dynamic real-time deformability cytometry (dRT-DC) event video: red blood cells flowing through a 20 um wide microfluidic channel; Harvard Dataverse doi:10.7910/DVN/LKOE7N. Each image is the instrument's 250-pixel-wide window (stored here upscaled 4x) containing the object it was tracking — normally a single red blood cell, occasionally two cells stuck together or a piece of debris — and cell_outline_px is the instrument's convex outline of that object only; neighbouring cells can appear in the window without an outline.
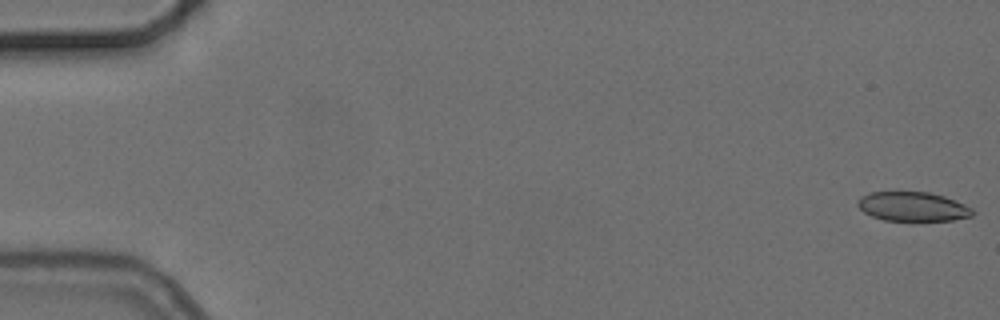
{"species": "common noctule bat (a hibernating species)", "species_latin": "Nyctalus noctula", "temperature_condition": "cold", "stored_images_in_passage": 55, "camera_frame_rate_fps": 3000, "um_per_image_px": 0.085, "animal": {"sex": "female", "body_mass_g": 24.6, "forearm_length_mm": 56.2}, "frame": {"image": 1, "passage_image": 1, "time_ms": 0.0, "image_size_px": [1000, 320], "cell_outline_px": [[972, 216], [952, 220], [912, 224], [884, 220], [872, 216], [864, 212], [856, 204], [860, 196], [868, 192], [928, 192], [944, 196], [964, 204], [972, 208]], "centroid_in_image_um": [77.56, 17.61], "position_along_channel_um": 7.4, "area_um2": 20.4}}
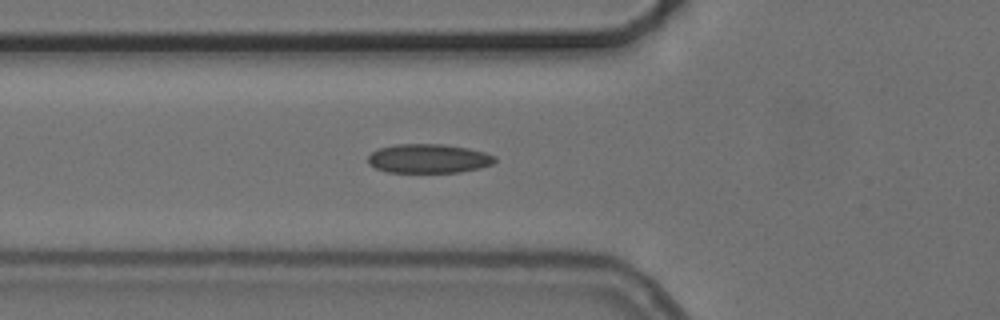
{"frame": {"image": 2, "passage_image": 20, "time_ms": 6.333, "image_size_px": [1000, 320], "cell_outline_px": [[496, 160], [492, 164], [480, 168], [460, 172], [388, 172], [376, 168], [368, 164], [368, 156], [372, 152], [380, 148], [396, 144], [444, 144], [468, 148], [484, 152], [496, 156]], "centroid_in_image_um": [36.44, 13.47], "position_along_channel_um": 89.4, "area_um2": 21.5}}
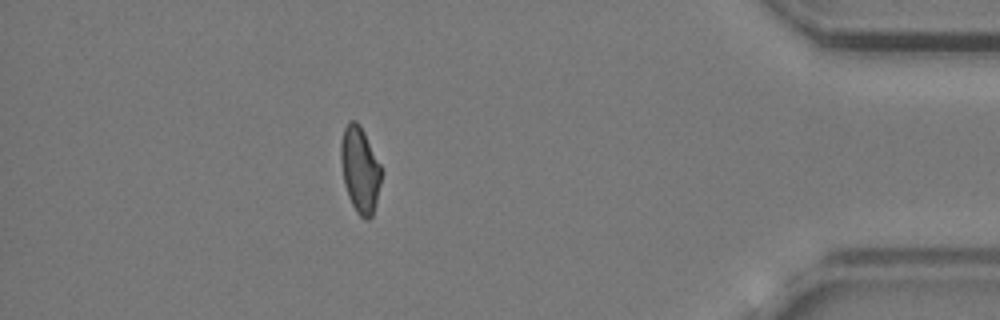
{"frame": {"image": 3, "passage_image": 49, "time_ms": 16.0, "image_size_px": [1000, 320], "cell_outline_px": [[384, 172], [372, 216], [368, 220], [364, 220], [356, 212], [348, 196], [344, 184], [340, 160], [340, 144], [344, 128], [348, 120], [356, 120], [360, 124]], "centroid_in_image_um": [30.6, 14.42], "position_along_channel_um": 404.6, "area_um2": 20.58}, "authors_computed_cell_mechanics": {"area_um2": 20.7502, "velocity_mm_per_s": 3.732, "shape_relaxation_time_tau1_ms": null, "shape_relaxation_time_tau2_ms": 3.7351, "deformation_change_tau1": null, "deformation_change_tau2": 0.1036}}